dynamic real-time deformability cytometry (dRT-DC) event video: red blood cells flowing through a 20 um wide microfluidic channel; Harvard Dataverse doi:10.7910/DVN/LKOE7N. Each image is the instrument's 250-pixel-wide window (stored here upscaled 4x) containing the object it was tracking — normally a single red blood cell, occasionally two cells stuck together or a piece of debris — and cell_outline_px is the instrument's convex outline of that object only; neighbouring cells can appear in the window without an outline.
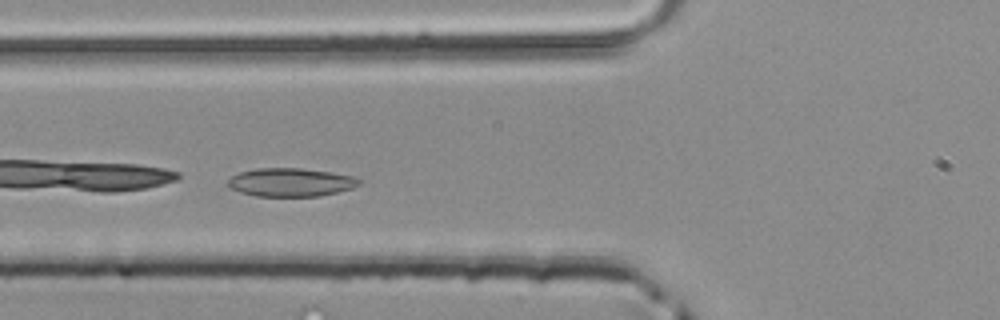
{"species": "common noctule bat (a hibernating species)", "species_latin": "Nyctalus noctula", "temperature_condition": "room temperature", "stored_images_in_passage": 33, "camera_frame_rate_fps": 3000, "um_per_image_px": 0.085, "animal": {"sex": "male", "body_mass_g": 20.4}, "frame": {"image": 1, "passage_image": 6, "time_ms": 1.667, "image_size_px": [1000, 320], "cell_outline_px": [[364, 180], [360, 184], [352, 188], [320, 196], [256, 196], [240, 192], [232, 188], [228, 184], [228, 180], [232, 176], [240, 172], [256, 168], [300, 168], [332, 172], [352, 176]], "centroid_in_image_um": [24.74, 15.49], "position_along_channel_um": 101.1, "area_um2": 21.68}}
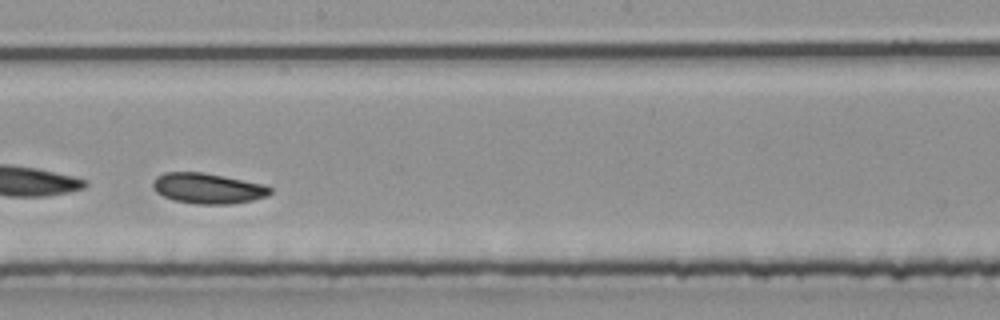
{"frame": {"image": 2, "passage_image": 15, "time_ms": 4.667, "image_size_px": [1000, 320], "cell_outline_px": [[272, 192], [268, 196], [252, 200], [228, 204], [196, 204], [172, 200], [156, 192], [152, 188], [152, 180], [156, 176], [164, 172], [200, 172], [264, 184], [272, 188]], "centroid_in_image_um": [17.63, 16.01], "position_along_channel_um": 230.6, "area_um2": 20.87}}